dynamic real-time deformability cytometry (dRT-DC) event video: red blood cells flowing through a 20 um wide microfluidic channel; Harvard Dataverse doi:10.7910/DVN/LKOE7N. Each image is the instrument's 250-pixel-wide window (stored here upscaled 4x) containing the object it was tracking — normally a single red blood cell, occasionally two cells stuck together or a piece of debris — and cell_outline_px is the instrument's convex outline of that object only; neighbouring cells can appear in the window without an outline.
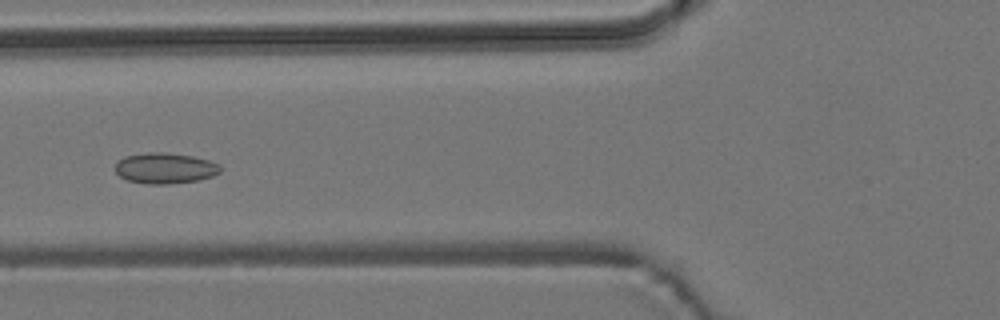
{"species": "common noctule bat (a hibernating species)", "species_latin": "Nyctalus noctula", "temperature_condition": "room temperature", "stored_images_in_passage": 37, "camera_frame_rate_fps": 3000, "um_per_image_px": 0.085, "animal": {"sex": "male", "body_mass_g": 19.2, "forearm_length_mm": 51.8}, "frame": {"image": 1, "passage_image": 22, "time_ms": 7.0, "image_size_px": [1000, 320], "cell_outline_px": [[220, 172], [212, 176], [200, 180], [168, 184], [148, 184], [128, 180], [120, 176], [116, 172], [116, 160], [124, 156], [148, 152], [164, 152], [192, 156], [208, 160], [220, 164]], "centroid_in_image_um": [14.02, 14.29], "position_along_channel_um": 111.8, "area_um2": 18.9}}
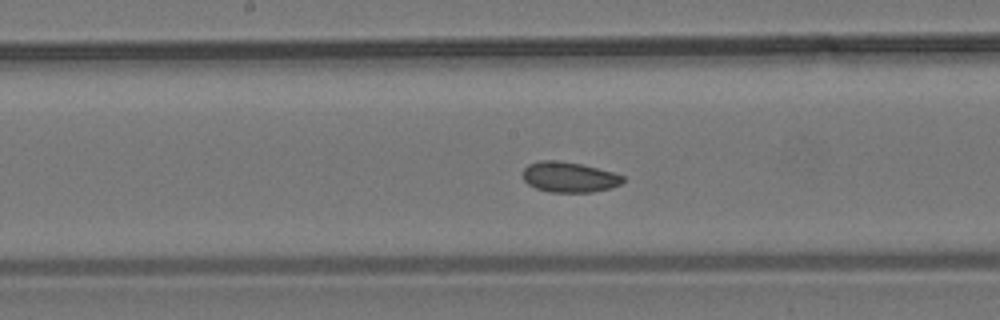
{"frame": {"image": 2, "passage_image": 29, "time_ms": 9.333, "image_size_px": [1000, 320], "cell_outline_px": [[624, 180], [620, 184], [612, 188], [592, 192], [548, 192], [536, 188], [528, 184], [524, 180], [524, 168], [528, 164], [540, 160], [560, 160], [580, 164], [612, 172], [624, 176]], "centroid_in_image_um": [48.37, 15.05], "position_along_channel_um": 199.8, "area_um2": 17.69}}
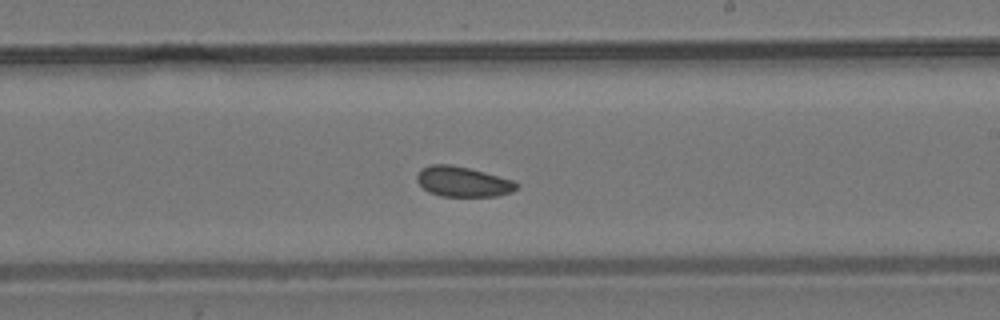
{"frame": {"image": 3, "passage_image": 33, "time_ms": 10.667, "image_size_px": [1000, 320], "cell_outline_px": [[520, 188], [512, 192], [496, 196], [440, 196], [428, 192], [416, 180], [416, 176], [420, 168], [432, 164], [452, 164], [484, 172], [512, 180], [520, 184]], "centroid_in_image_um": [39.34, 15.44], "position_along_channel_um": 249.7, "area_um2": 17.63}}